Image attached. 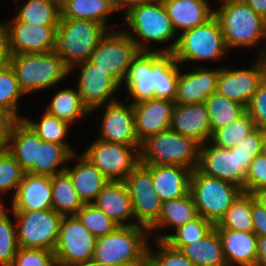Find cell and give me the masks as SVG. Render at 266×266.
<instances>
[{
    "label": "cell",
    "instance_id": "obj_1",
    "mask_svg": "<svg viewBox=\"0 0 266 266\" xmlns=\"http://www.w3.org/2000/svg\"><path fill=\"white\" fill-rule=\"evenodd\" d=\"M181 67L172 54L140 51L121 86L129 95L125 101L132 104L151 98L174 101Z\"/></svg>",
    "mask_w": 266,
    "mask_h": 266
},
{
    "label": "cell",
    "instance_id": "obj_2",
    "mask_svg": "<svg viewBox=\"0 0 266 266\" xmlns=\"http://www.w3.org/2000/svg\"><path fill=\"white\" fill-rule=\"evenodd\" d=\"M216 1L219 4L214 7V16L220 23L228 50L260 48L255 56L266 57L265 19L242 0Z\"/></svg>",
    "mask_w": 266,
    "mask_h": 266
},
{
    "label": "cell",
    "instance_id": "obj_3",
    "mask_svg": "<svg viewBox=\"0 0 266 266\" xmlns=\"http://www.w3.org/2000/svg\"><path fill=\"white\" fill-rule=\"evenodd\" d=\"M122 18L125 22L124 27L127 26L123 30L141 51H159L167 54L174 51L178 35L162 0H153L134 7ZM155 43L167 46L154 48Z\"/></svg>",
    "mask_w": 266,
    "mask_h": 266
},
{
    "label": "cell",
    "instance_id": "obj_4",
    "mask_svg": "<svg viewBox=\"0 0 266 266\" xmlns=\"http://www.w3.org/2000/svg\"><path fill=\"white\" fill-rule=\"evenodd\" d=\"M9 65L26 96L48 91L70 75V68L56 51L12 55Z\"/></svg>",
    "mask_w": 266,
    "mask_h": 266
},
{
    "label": "cell",
    "instance_id": "obj_5",
    "mask_svg": "<svg viewBox=\"0 0 266 266\" xmlns=\"http://www.w3.org/2000/svg\"><path fill=\"white\" fill-rule=\"evenodd\" d=\"M200 144L172 130L151 135L141 142L139 163L156 166L178 165L197 168Z\"/></svg>",
    "mask_w": 266,
    "mask_h": 266
},
{
    "label": "cell",
    "instance_id": "obj_6",
    "mask_svg": "<svg viewBox=\"0 0 266 266\" xmlns=\"http://www.w3.org/2000/svg\"><path fill=\"white\" fill-rule=\"evenodd\" d=\"M230 52L218 19L213 16L205 24L196 26L178 35L174 59L181 65L202 61H224ZM194 62V63H193Z\"/></svg>",
    "mask_w": 266,
    "mask_h": 266
},
{
    "label": "cell",
    "instance_id": "obj_7",
    "mask_svg": "<svg viewBox=\"0 0 266 266\" xmlns=\"http://www.w3.org/2000/svg\"><path fill=\"white\" fill-rule=\"evenodd\" d=\"M150 239L145 226H118L97 238L93 259L113 266H132L148 251Z\"/></svg>",
    "mask_w": 266,
    "mask_h": 266
},
{
    "label": "cell",
    "instance_id": "obj_8",
    "mask_svg": "<svg viewBox=\"0 0 266 266\" xmlns=\"http://www.w3.org/2000/svg\"><path fill=\"white\" fill-rule=\"evenodd\" d=\"M108 29L95 21L59 18L55 51L69 67L89 60Z\"/></svg>",
    "mask_w": 266,
    "mask_h": 266
},
{
    "label": "cell",
    "instance_id": "obj_9",
    "mask_svg": "<svg viewBox=\"0 0 266 266\" xmlns=\"http://www.w3.org/2000/svg\"><path fill=\"white\" fill-rule=\"evenodd\" d=\"M190 192L198 215L215 225L243 190L222 179L207 176L196 168L191 173Z\"/></svg>",
    "mask_w": 266,
    "mask_h": 266
},
{
    "label": "cell",
    "instance_id": "obj_10",
    "mask_svg": "<svg viewBox=\"0 0 266 266\" xmlns=\"http://www.w3.org/2000/svg\"><path fill=\"white\" fill-rule=\"evenodd\" d=\"M141 50L121 28L108 30L93 50L89 61L112 76L121 86L128 68Z\"/></svg>",
    "mask_w": 266,
    "mask_h": 266
},
{
    "label": "cell",
    "instance_id": "obj_11",
    "mask_svg": "<svg viewBox=\"0 0 266 266\" xmlns=\"http://www.w3.org/2000/svg\"><path fill=\"white\" fill-rule=\"evenodd\" d=\"M19 247L54 251L62 215L54 209L12 211Z\"/></svg>",
    "mask_w": 266,
    "mask_h": 266
},
{
    "label": "cell",
    "instance_id": "obj_12",
    "mask_svg": "<svg viewBox=\"0 0 266 266\" xmlns=\"http://www.w3.org/2000/svg\"><path fill=\"white\" fill-rule=\"evenodd\" d=\"M140 147L109 143L96 138L81 153L109 181H124L139 164Z\"/></svg>",
    "mask_w": 266,
    "mask_h": 266
},
{
    "label": "cell",
    "instance_id": "obj_13",
    "mask_svg": "<svg viewBox=\"0 0 266 266\" xmlns=\"http://www.w3.org/2000/svg\"><path fill=\"white\" fill-rule=\"evenodd\" d=\"M96 240L76 215L63 216L53 251L57 266H69L93 259Z\"/></svg>",
    "mask_w": 266,
    "mask_h": 266
},
{
    "label": "cell",
    "instance_id": "obj_14",
    "mask_svg": "<svg viewBox=\"0 0 266 266\" xmlns=\"http://www.w3.org/2000/svg\"><path fill=\"white\" fill-rule=\"evenodd\" d=\"M265 78L266 57H255L248 68L222 65L217 78V92L247 108Z\"/></svg>",
    "mask_w": 266,
    "mask_h": 266
},
{
    "label": "cell",
    "instance_id": "obj_15",
    "mask_svg": "<svg viewBox=\"0 0 266 266\" xmlns=\"http://www.w3.org/2000/svg\"><path fill=\"white\" fill-rule=\"evenodd\" d=\"M79 71L76 89L83 104L89 111L99 106L116 102L120 97L117 93L121 85L109 74L105 73L89 60L79 62L70 68L72 72Z\"/></svg>",
    "mask_w": 266,
    "mask_h": 266
},
{
    "label": "cell",
    "instance_id": "obj_16",
    "mask_svg": "<svg viewBox=\"0 0 266 266\" xmlns=\"http://www.w3.org/2000/svg\"><path fill=\"white\" fill-rule=\"evenodd\" d=\"M135 217V225L148 229L158 220L162 202L153 186L151 172L139 163L124 180Z\"/></svg>",
    "mask_w": 266,
    "mask_h": 266
},
{
    "label": "cell",
    "instance_id": "obj_17",
    "mask_svg": "<svg viewBox=\"0 0 266 266\" xmlns=\"http://www.w3.org/2000/svg\"><path fill=\"white\" fill-rule=\"evenodd\" d=\"M118 100L90 111L95 113L104 108L100 125L97 128L98 139L131 147H141L135 132V118L132 103ZM104 106V107H103Z\"/></svg>",
    "mask_w": 266,
    "mask_h": 266
},
{
    "label": "cell",
    "instance_id": "obj_18",
    "mask_svg": "<svg viewBox=\"0 0 266 266\" xmlns=\"http://www.w3.org/2000/svg\"><path fill=\"white\" fill-rule=\"evenodd\" d=\"M12 19L5 21L12 55L55 51L58 25H31Z\"/></svg>",
    "mask_w": 266,
    "mask_h": 266
},
{
    "label": "cell",
    "instance_id": "obj_19",
    "mask_svg": "<svg viewBox=\"0 0 266 266\" xmlns=\"http://www.w3.org/2000/svg\"><path fill=\"white\" fill-rule=\"evenodd\" d=\"M197 169L210 177L237 185L243 189L246 174L239 166V158L232 149L215 146L210 141L200 145Z\"/></svg>",
    "mask_w": 266,
    "mask_h": 266
},
{
    "label": "cell",
    "instance_id": "obj_20",
    "mask_svg": "<svg viewBox=\"0 0 266 266\" xmlns=\"http://www.w3.org/2000/svg\"><path fill=\"white\" fill-rule=\"evenodd\" d=\"M182 67L178 76L176 96L174 102L176 104H195L205 102V100L214 92H217V78L220 67L206 68L194 64L191 65L189 72L183 73Z\"/></svg>",
    "mask_w": 266,
    "mask_h": 266
},
{
    "label": "cell",
    "instance_id": "obj_21",
    "mask_svg": "<svg viewBox=\"0 0 266 266\" xmlns=\"http://www.w3.org/2000/svg\"><path fill=\"white\" fill-rule=\"evenodd\" d=\"M176 103L168 99L151 98L132 104L135 132L140 142L170 129Z\"/></svg>",
    "mask_w": 266,
    "mask_h": 266
},
{
    "label": "cell",
    "instance_id": "obj_22",
    "mask_svg": "<svg viewBox=\"0 0 266 266\" xmlns=\"http://www.w3.org/2000/svg\"><path fill=\"white\" fill-rule=\"evenodd\" d=\"M170 130L197 141L200 145L211 139L208 109L205 102L176 104Z\"/></svg>",
    "mask_w": 266,
    "mask_h": 266
},
{
    "label": "cell",
    "instance_id": "obj_23",
    "mask_svg": "<svg viewBox=\"0 0 266 266\" xmlns=\"http://www.w3.org/2000/svg\"><path fill=\"white\" fill-rule=\"evenodd\" d=\"M11 199V211L53 209L51 177L25 173Z\"/></svg>",
    "mask_w": 266,
    "mask_h": 266
},
{
    "label": "cell",
    "instance_id": "obj_24",
    "mask_svg": "<svg viewBox=\"0 0 266 266\" xmlns=\"http://www.w3.org/2000/svg\"><path fill=\"white\" fill-rule=\"evenodd\" d=\"M198 216L191 192L181 198L166 201L162 203L160 217L149 228L150 237L154 240H165L171 232L196 219ZM164 229L170 230V233H164Z\"/></svg>",
    "mask_w": 266,
    "mask_h": 266
},
{
    "label": "cell",
    "instance_id": "obj_25",
    "mask_svg": "<svg viewBox=\"0 0 266 266\" xmlns=\"http://www.w3.org/2000/svg\"><path fill=\"white\" fill-rule=\"evenodd\" d=\"M143 165L151 172L154 189L162 203L190 192L191 169L178 165Z\"/></svg>",
    "mask_w": 266,
    "mask_h": 266
},
{
    "label": "cell",
    "instance_id": "obj_26",
    "mask_svg": "<svg viewBox=\"0 0 266 266\" xmlns=\"http://www.w3.org/2000/svg\"><path fill=\"white\" fill-rule=\"evenodd\" d=\"M73 161L77 163L74 166L67 165L65 171L83 204H92L109 180L81 153L72 154L69 162Z\"/></svg>",
    "mask_w": 266,
    "mask_h": 266
},
{
    "label": "cell",
    "instance_id": "obj_27",
    "mask_svg": "<svg viewBox=\"0 0 266 266\" xmlns=\"http://www.w3.org/2000/svg\"><path fill=\"white\" fill-rule=\"evenodd\" d=\"M93 204L119 226L135 225L132 201L124 181H109Z\"/></svg>",
    "mask_w": 266,
    "mask_h": 266
},
{
    "label": "cell",
    "instance_id": "obj_28",
    "mask_svg": "<svg viewBox=\"0 0 266 266\" xmlns=\"http://www.w3.org/2000/svg\"><path fill=\"white\" fill-rule=\"evenodd\" d=\"M177 35L205 24L214 16L208 0H162Z\"/></svg>",
    "mask_w": 266,
    "mask_h": 266
},
{
    "label": "cell",
    "instance_id": "obj_29",
    "mask_svg": "<svg viewBox=\"0 0 266 266\" xmlns=\"http://www.w3.org/2000/svg\"><path fill=\"white\" fill-rule=\"evenodd\" d=\"M228 266H256L257 239L254 232L217 229Z\"/></svg>",
    "mask_w": 266,
    "mask_h": 266
},
{
    "label": "cell",
    "instance_id": "obj_30",
    "mask_svg": "<svg viewBox=\"0 0 266 266\" xmlns=\"http://www.w3.org/2000/svg\"><path fill=\"white\" fill-rule=\"evenodd\" d=\"M42 139L23 120L20 119L14 126L9 139L7 150L20 164L21 169L28 173L38 162V144Z\"/></svg>",
    "mask_w": 266,
    "mask_h": 266
},
{
    "label": "cell",
    "instance_id": "obj_31",
    "mask_svg": "<svg viewBox=\"0 0 266 266\" xmlns=\"http://www.w3.org/2000/svg\"><path fill=\"white\" fill-rule=\"evenodd\" d=\"M60 9V18L91 20L104 25L108 30L114 28H110V17L118 13L111 0H66Z\"/></svg>",
    "mask_w": 266,
    "mask_h": 266
},
{
    "label": "cell",
    "instance_id": "obj_32",
    "mask_svg": "<svg viewBox=\"0 0 266 266\" xmlns=\"http://www.w3.org/2000/svg\"><path fill=\"white\" fill-rule=\"evenodd\" d=\"M180 251L195 266H228L222 241L215 227L201 240L183 246Z\"/></svg>",
    "mask_w": 266,
    "mask_h": 266
},
{
    "label": "cell",
    "instance_id": "obj_33",
    "mask_svg": "<svg viewBox=\"0 0 266 266\" xmlns=\"http://www.w3.org/2000/svg\"><path fill=\"white\" fill-rule=\"evenodd\" d=\"M51 98L44 111L73 126L77 121L80 122L84 117L91 115L75 87L58 89Z\"/></svg>",
    "mask_w": 266,
    "mask_h": 266
},
{
    "label": "cell",
    "instance_id": "obj_34",
    "mask_svg": "<svg viewBox=\"0 0 266 266\" xmlns=\"http://www.w3.org/2000/svg\"><path fill=\"white\" fill-rule=\"evenodd\" d=\"M13 1L18 11L13 16L16 20L31 25H58L61 9L56 0H26L22 5L19 0Z\"/></svg>",
    "mask_w": 266,
    "mask_h": 266
},
{
    "label": "cell",
    "instance_id": "obj_35",
    "mask_svg": "<svg viewBox=\"0 0 266 266\" xmlns=\"http://www.w3.org/2000/svg\"><path fill=\"white\" fill-rule=\"evenodd\" d=\"M53 209L62 216L76 215L83 207L72 179L66 171L51 176Z\"/></svg>",
    "mask_w": 266,
    "mask_h": 266
},
{
    "label": "cell",
    "instance_id": "obj_36",
    "mask_svg": "<svg viewBox=\"0 0 266 266\" xmlns=\"http://www.w3.org/2000/svg\"><path fill=\"white\" fill-rule=\"evenodd\" d=\"M71 155L64 145L42 140L38 144V162H35V166L28 173L54 176L65 171Z\"/></svg>",
    "mask_w": 266,
    "mask_h": 266
},
{
    "label": "cell",
    "instance_id": "obj_37",
    "mask_svg": "<svg viewBox=\"0 0 266 266\" xmlns=\"http://www.w3.org/2000/svg\"><path fill=\"white\" fill-rule=\"evenodd\" d=\"M23 120L34 130V132L43 140L55 144L64 145L72 154L76 153L73 146L68 143V135L70 134L71 124L57 118L54 115L42 111V115L38 121L29 119L27 116Z\"/></svg>",
    "mask_w": 266,
    "mask_h": 266
},
{
    "label": "cell",
    "instance_id": "obj_38",
    "mask_svg": "<svg viewBox=\"0 0 266 266\" xmlns=\"http://www.w3.org/2000/svg\"><path fill=\"white\" fill-rule=\"evenodd\" d=\"M205 104L208 109L211 136L226 125L236 121L246 113V107L238 102L228 99L218 92L211 94Z\"/></svg>",
    "mask_w": 266,
    "mask_h": 266
},
{
    "label": "cell",
    "instance_id": "obj_39",
    "mask_svg": "<svg viewBox=\"0 0 266 266\" xmlns=\"http://www.w3.org/2000/svg\"><path fill=\"white\" fill-rule=\"evenodd\" d=\"M216 229L253 232L252 194L242 193L214 226Z\"/></svg>",
    "mask_w": 266,
    "mask_h": 266
},
{
    "label": "cell",
    "instance_id": "obj_40",
    "mask_svg": "<svg viewBox=\"0 0 266 266\" xmlns=\"http://www.w3.org/2000/svg\"><path fill=\"white\" fill-rule=\"evenodd\" d=\"M18 248L14 213L9 207L0 205V266H11Z\"/></svg>",
    "mask_w": 266,
    "mask_h": 266
},
{
    "label": "cell",
    "instance_id": "obj_41",
    "mask_svg": "<svg viewBox=\"0 0 266 266\" xmlns=\"http://www.w3.org/2000/svg\"><path fill=\"white\" fill-rule=\"evenodd\" d=\"M256 129L254 121L246 112L236 121L216 130L212 134L210 142L217 147L231 149Z\"/></svg>",
    "mask_w": 266,
    "mask_h": 266
},
{
    "label": "cell",
    "instance_id": "obj_42",
    "mask_svg": "<svg viewBox=\"0 0 266 266\" xmlns=\"http://www.w3.org/2000/svg\"><path fill=\"white\" fill-rule=\"evenodd\" d=\"M24 96L11 66L0 67V108L12 112L19 120L23 119L19 101Z\"/></svg>",
    "mask_w": 266,
    "mask_h": 266
},
{
    "label": "cell",
    "instance_id": "obj_43",
    "mask_svg": "<svg viewBox=\"0 0 266 266\" xmlns=\"http://www.w3.org/2000/svg\"><path fill=\"white\" fill-rule=\"evenodd\" d=\"M25 172L20 164L7 149L0 150V205L3 203L6 194L15 195L18 185L21 183ZM11 192V193H10Z\"/></svg>",
    "mask_w": 266,
    "mask_h": 266
},
{
    "label": "cell",
    "instance_id": "obj_44",
    "mask_svg": "<svg viewBox=\"0 0 266 266\" xmlns=\"http://www.w3.org/2000/svg\"><path fill=\"white\" fill-rule=\"evenodd\" d=\"M214 226L211 221L199 215L196 219L178 227L164 241L180 250L185 245L201 240Z\"/></svg>",
    "mask_w": 266,
    "mask_h": 266
},
{
    "label": "cell",
    "instance_id": "obj_45",
    "mask_svg": "<svg viewBox=\"0 0 266 266\" xmlns=\"http://www.w3.org/2000/svg\"><path fill=\"white\" fill-rule=\"evenodd\" d=\"M76 216L96 238L111 233L119 226L93 203L84 204Z\"/></svg>",
    "mask_w": 266,
    "mask_h": 266
},
{
    "label": "cell",
    "instance_id": "obj_46",
    "mask_svg": "<svg viewBox=\"0 0 266 266\" xmlns=\"http://www.w3.org/2000/svg\"><path fill=\"white\" fill-rule=\"evenodd\" d=\"M237 153L239 166L246 174L253 159L264 152V133L256 129L235 147L231 148Z\"/></svg>",
    "mask_w": 266,
    "mask_h": 266
},
{
    "label": "cell",
    "instance_id": "obj_47",
    "mask_svg": "<svg viewBox=\"0 0 266 266\" xmlns=\"http://www.w3.org/2000/svg\"><path fill=\"white\" fill-rule=\"evenodd\" d=\"M151 240L153 243L150 241L148 252L158 261L159 266H195L179 249L171 247L164 240Z\"/></svg>",
    "mask_w": 266,
    "mask_h": 266
},
{
    "label": "cell",
    "instance_id": "obj_48",
    "mask_svg": "<svg viewBox=\"0 0 266 266\" xmlns=\"http://www.w3.org/2000/svg\"><path fill=\"white\" fill-rule=\"evenodd\" d=\"M243 192L258 194L266 191V153L256 156L250 163L245 176Z\"/></svg>",
    "mask_w": 266,
    "mask_h": 266
},
{
    "label": "cell",
    "instance_id": "obj_49",
    "mask_svg": "<svg viewBox=\"0 0 266 266\" xmlns=\"http://www.w3.org/2000/svg\"><path fill=\"white\" fill-rule=\"evenodd\" d=\"M11 266H57L53 251L19 247Z\"/></svg>",
    "mask_w": 266,
    "mask_h": 266
},
{
    "label": "cell",
    "instance_id": "obj_50",
    "mask_svg": "<svg viewBox=\"0 0 266 266\" xmlns=\"http://www.w3.org/2000/svg\"><path fill=\"white\" fill-rule=\"evenodd\" d=\"M246 112L254 121L256 128L266 129V78L254 93Z\"/></svg>",
    "mask_w": 266,
    "mask_h": 266
},
{
    "label": "cell",
    "instance_id": "obj_51",
    "mask_svg": "<svg viewBox=\"0 0 266 266\" xmlns=\"http://www.w3.org/2000/svg\"><path fill=\"white\" fill-rule=\"evenodd\" d=\"M19 119L10 111L0 108V148L6 149L13 128Z\"/></svg>",
    "mask_w": 266,
    "mask_h": 266
},
{
    "label": "cell",
    "instance_id": "obj_52",
    "mask_svg": "<svg viewBox=\"0 0 266 266\" xmlns=\"http://www.w3.org/2000/svg\"><path fill=\"white\" fill-rule=\"evenodd\" d=\"M252 220L253 232L257 236H266V209L254 194H252Z\"/></svg>",
    "mask_w": 266,
    "mask_h": 266
},
{
    "label": "cell",
    "instance_id": "obj_53",
    "mask_svg": "<svg viewBox=\"0 0 266 266\" xmlns=\"http://www.w3.org/2000/svg\"><path fill=\"white\" fill-rule=\"evenodd\" d=\"M11 57L9 31L6 23L2 21L0 23V67L9 65Z\"/></svg>",
    "mask_w": 266,
    "mask_h": 266
},
{
    "label": "cell",
    "instance_id": "obj_54",
    "mask_svg": "<svg viewBox=\"0 0 266 266\" xmlns=\"http://www.w3.org/2000/svg\"><path fill=\"white\" fill-rule=\"evenodd\" d=\"M113 6L117 9L118 13H122V17L129 12L132 8L142 4L149 3L153 0H111ZM120 11V12H119Z\"/></svg>",
    "mask_w": 266,
    "mask_h": 266
},
{
    "label": "cell",
    "instance_id": "obj_55",
    "mask_svg": "<svg viewBox=\"0 0 266 266\" xmlns=\"http://www.w3.org/2000/svg\"><path fill=\"white\" fill-rule=\"evenodd\" d=\"M256 266H266V236H258Z\"/></svg>",
    "mask_w": 266,
    "mask_h": 266
},
{
    "label": "cell",
    "instance_id": "obj_56",
    "mask_svg": "<svg viewBox=\"0 0 266 266\" xmlns=\"http://www.w3.org/2000/svg\"><path fill=\"white\" fill-rule=\"evenodd\" d=\"M245 2L256 14L266 19V0H242Z\"/></svg>",
    "mask_w": 266,
    "mask_h": 266
},
{
    "label": "cell",
    "instance_id": "obj_57",
    "mask_svg": "<svg viewBox=\"0 0 266 266\" xmlns=\"http://www.w3.org/2000/svg\"><path fill=\"white\" fill-rule=\"evenodd\" d=\"M132 266H159L158 261L147 251Z\"/></svg>",
    "mask_w": 266,
    "mask_h": 266
},
{
    "label": "cell",
    "instance_id": "obj_58",
    "mask_svg": "<svg viewBox=\"0 0 266 266\" xmlns=\"http://www.w3.org/2000/svg\"><path fill=\"white\" fill-rule=\"evenodd\" d=\"M69 266H113V265L101 263L94 259H90V260L78 262V263H75Z\"/></svg>",
    "mask_w": 266,
    "mask_h": 266
},
{
    "label": "cell",
    "instance_id": "obj_59",
    "mask_svg": "<svg viewBox=\"0 0 266 266\" xmlns=\"http://www.w3.org/2000/svg\"><path fill=\"white\" fill-rule=\"evenodd\" d=\"M255 197L263 204L264 208L266 209V191L256 194Z\"/></svg>",
    "mask_w": 266,
    "mask_h": 266
},
{
    "label": "cell",
    "instance_id": "obj_60",
    "mask_svg": "<svg viewBox=\"0 0 266 266\" xmlns=\"http://www.w3.org/2000/svg\"><path fill=\"white\" fill-rule=\"evenodd\" d=\"M264 133V152L266 153V129L263 130Z\"/></svg>",
    "mask_w": 266,
    "mask_h": 266
},
{
    "label": "cell",
    "instance_id": "obj_61",
    "mask_svg": "<svg viewBox=\"0 0 266 266\" xmlns=\"http://www.w3.org/2000/svg\"><path fill=\"white\" fill-rule=\"evenodd\" d=\"M60 5L66 0H56Z\"/></svg>",
    "mask_w": 266,
    "mask_h": 266
}]
</instances>
